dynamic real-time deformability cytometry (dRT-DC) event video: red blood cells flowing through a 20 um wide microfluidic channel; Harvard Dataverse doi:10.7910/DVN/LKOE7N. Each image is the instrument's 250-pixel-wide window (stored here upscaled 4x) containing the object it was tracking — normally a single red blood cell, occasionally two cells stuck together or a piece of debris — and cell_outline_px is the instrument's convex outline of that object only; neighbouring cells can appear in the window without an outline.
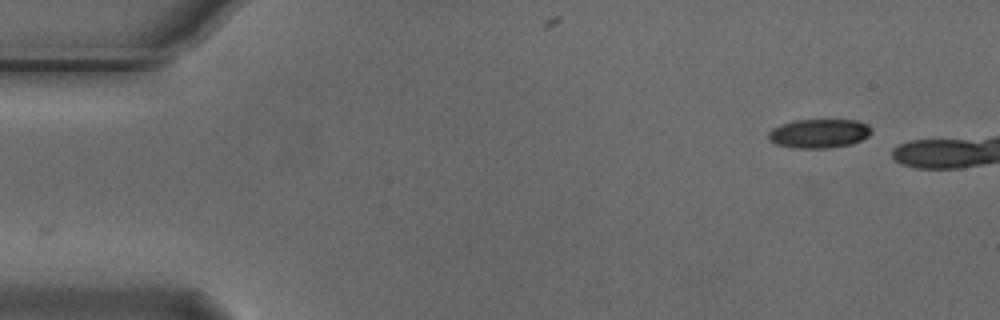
{"species": "Egyptian fruit bat (a non-hibernating species)", "species_latin": "Rousettus aegyptiacus", "temperature_condition": "cold", "stored_images_in_passage": 2, "camera_frame_rate_fps": 3000, "um_per_image_px": 0.085, "animal": {"sex": "male"}, "frame": {"image": 1, "passage_image": 2, "time_ms": 0.333, "image_size_px": [1000, 320], "cell_outline_px": [[872, 132], [868, 136], [852, 144], [828, 148], [792, 148], [776, 144], [768, 140], [768, 132], [772, 128], [780, 124], [792, 120], [856, 120], [868, 124], [872, 128]], "centroid_in_image_um": [69.6, 11.34], "position_along_channel_um": 15.4, "area_um2": 17.63}}